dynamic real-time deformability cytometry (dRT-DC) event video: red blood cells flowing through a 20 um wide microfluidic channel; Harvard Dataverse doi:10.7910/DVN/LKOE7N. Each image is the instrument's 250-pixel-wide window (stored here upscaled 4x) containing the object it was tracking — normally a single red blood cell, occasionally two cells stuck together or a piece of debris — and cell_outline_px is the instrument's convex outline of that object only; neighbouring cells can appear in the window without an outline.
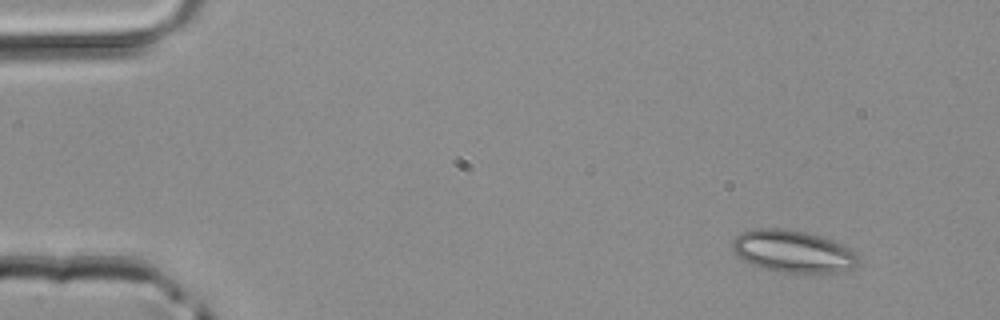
{"species": "common noctule bat (a hibernating species)", "species_latin": "Nyctalus noctula", "temperature_condition": "room temperature", "stored_images_in_passage": 43, "camera_frame_rate_fps": 3000, "um_per_image_px": 0.085, "animal": {"sex": "male", "body_mass_g": 20.4}, "frame": {"image": 1, "passage_image": 1, "time_ms": 0.0, "image_size_px": [1000, 320], "cell_outline_px": [[860, 260], [852, 268], [820, 276], [780, 272], [764, 268], [752, 264], [736, 256], [732, 248], [732, 240], [740, 232], [752, 228], [784, 228], [808, 232], [832, 240], [852, 248], [856, 252]], "centroid_in_image_um": [67.43, 21.39], "position_along_channel_um": 17.6, "area_um2": 31.96}}
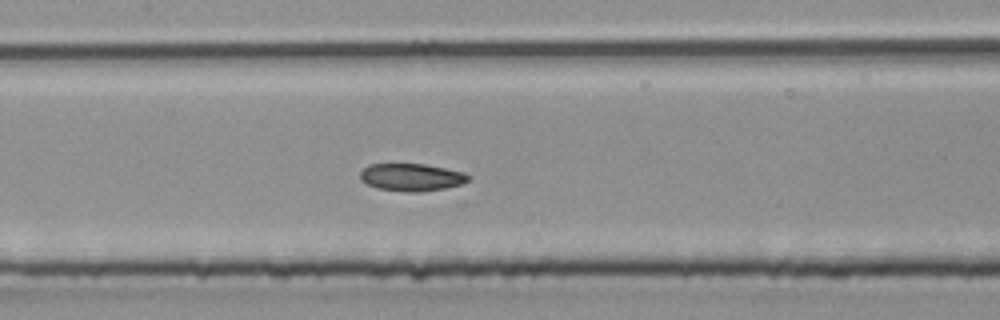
{"frame": {"image": 2, "passage_image": 19, "time_ms": 6.0, "image_size_px": [1000, 320], "cell_outline_px": [[472, 176], [468, 180], [460, 184], [444, 188], [420, 192], [408, 192], [380, 188], [368, 184], [360, 180], [360, 172], [368, 164], [392, 160], [424, 164], [464, 172]], "centroid_in_image_um": [34.91, 15.0], "position_along_channel_um": 172.5, "area_um2": 17.98}}
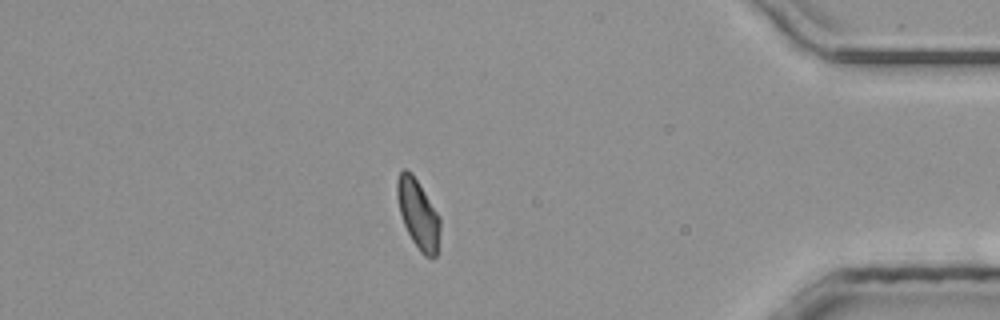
{"frame": {"image": 3, "passage_image": 37, "time_ms": 12.0, "image_size_px": [1000, 320], "cell_outline_px": [[440, 228], [436, 256], [424, 256], [420, 252], [412, 240], [404, 224], [400, 212], [396, 196], [396, 180], [400, 172], [404, 168], [412, 172], [440, 216]], "centroid_in_image_um": [35.53, 18.15], "position_along_channel_um": 399.7, "area_um2": 17.28}}